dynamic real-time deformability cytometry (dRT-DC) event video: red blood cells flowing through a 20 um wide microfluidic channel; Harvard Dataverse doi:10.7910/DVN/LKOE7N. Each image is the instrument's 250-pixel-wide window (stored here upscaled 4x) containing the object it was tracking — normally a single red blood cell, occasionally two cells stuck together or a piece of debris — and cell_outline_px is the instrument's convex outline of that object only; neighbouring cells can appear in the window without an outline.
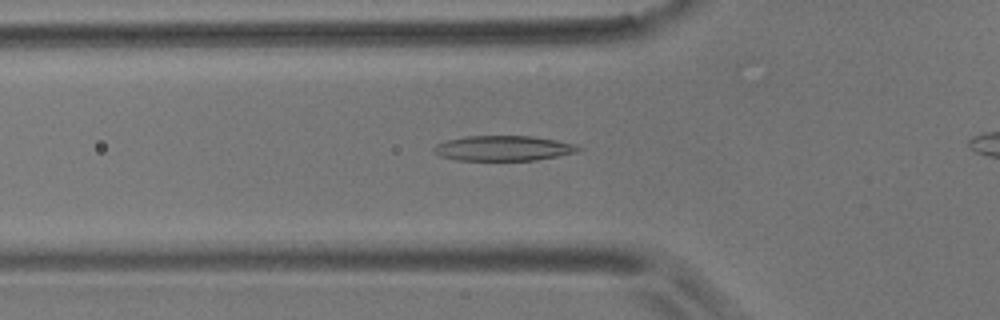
{"species": "common noctule bat (a hibernating species)", "species_latin": "Nyctalus noctula", "temperature_condition": "room temperature", "stored_images_in_passage": 45, "camera_frame_rate_fps": 3000, "um_per_image_px": 0.085, "animal": {"sex": "male", "body_mass_g": 17.9}, "frame": {"image": 1, "passage_image": 18, "time_ms": 5.667, "image_size_px": [1000, 320], "cell_outline_px": [[584, 148], [576, 152], [536, 160], [456, 160], [440, 156], [432, 152], [432, 148], [436, 144], [448, 140], [468, 136], [532, 136], [556, 140], [576, 144]], "centroid_in_image_um": [42.78, 12.6], "position_along_channel_um": 83.0, "area_um2": 21.15}}
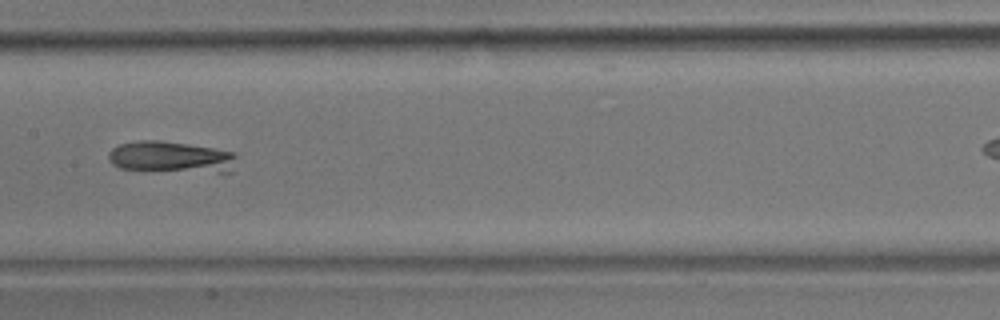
{"frame": {"image": 2, "passage_image": 27, "time_ms": 8.667, "image_size_px": [1000, 320], "cell_outline_px": [[236, 156], [232, 172], [216, 172], [120, 168], [112, 164], [108, 160], [108, 152], [112, 148], [120, 144], [140, 140], [160, 140], [188, 144], [236, 152]], "centroid_in_image_um": [14.53, 13.33], "position_along_channel_um": 192.9, "area_um2": 23.24}}
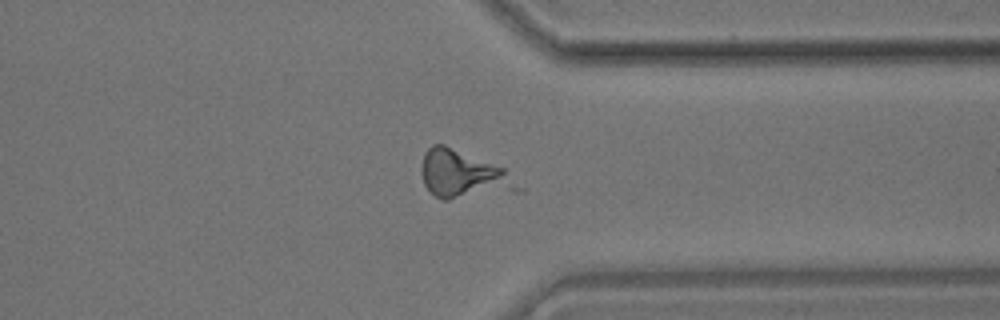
{"frame": {"image": 3, "passage_image": 42, "time_ms": 13.667, "image_size_px": [1000, 320], "cell_outline_px": [[524, 192], [448, 200], [444, 200], [436, 196], [424, 184], [420, 172], [420, 168], [424, 152], [432, 144], [444, 144], [504, 168], [524, 188]], "centroid_in_image_um": [39.42, 14.87], "position_along_channel_um": 372.0, "area_um2": 27.46}}